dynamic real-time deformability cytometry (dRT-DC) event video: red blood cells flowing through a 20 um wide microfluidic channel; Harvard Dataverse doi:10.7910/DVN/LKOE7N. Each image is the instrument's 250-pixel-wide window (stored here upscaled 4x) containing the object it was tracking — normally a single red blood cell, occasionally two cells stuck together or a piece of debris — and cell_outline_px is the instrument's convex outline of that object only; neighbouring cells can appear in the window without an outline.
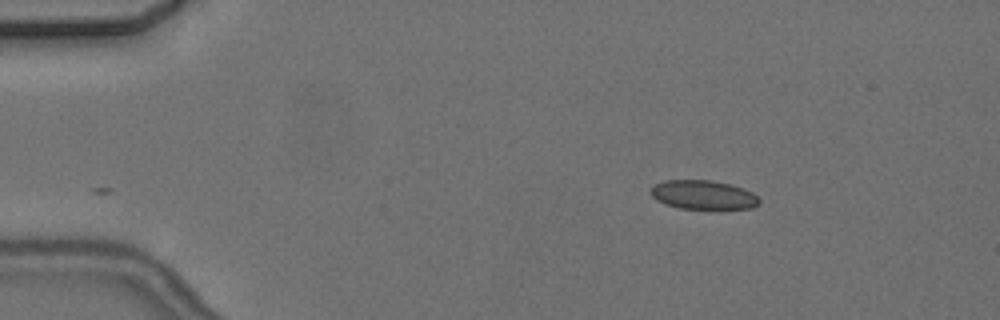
{"species": "common noctule bat (a hibernating species)", "species_latin": "Nyctalus noctula", "temperature_condition": "cold", "stored_images_in_passage": 3, "camera_frame_rate_fps": 3000, "um_per_image_px": 0.085, "animal": {"sex": "female", "body_mass_g": 24.6, "forearm_length_mm": 56.2}, "frame": {"image": 1, "passage_image": 3, "time_ms": 2.333, "image_size_px": [1000, 320], "cell_outline_px": [[760, 204], [752, 208], [680, 208], [664, 204], [656, 200], [648, 192], [656, 184], [664, 180], [708, 180], [728, 184], [752, 192], [760, 200]], "centroid_in_image_um": [59.73, 16.56], "position_along_channel_um": 25.3, "area_um2": 18.09}}